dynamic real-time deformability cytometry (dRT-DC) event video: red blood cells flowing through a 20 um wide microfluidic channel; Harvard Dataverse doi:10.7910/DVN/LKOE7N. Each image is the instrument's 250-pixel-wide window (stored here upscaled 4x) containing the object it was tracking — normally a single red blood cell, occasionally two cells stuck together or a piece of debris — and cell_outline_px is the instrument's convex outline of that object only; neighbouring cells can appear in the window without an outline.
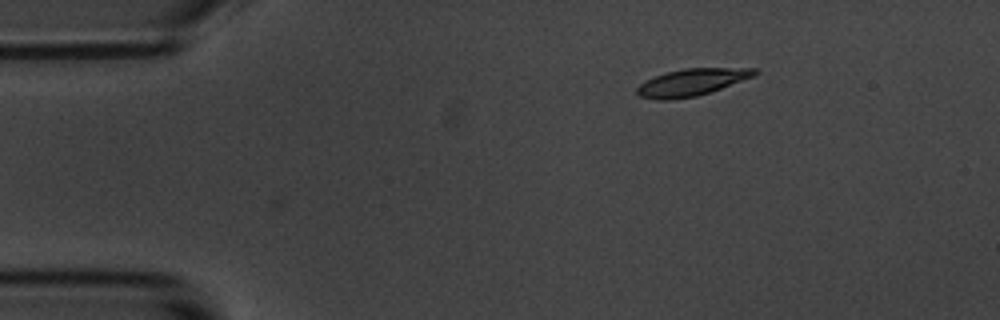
{"species": "common noctule bat (a hibernating species)", "species_latin": "Nyctalus noctula", "temperature_condition": "room temperature", "stored_images_in_passage": 2, "camera_frame_rate_fps": 3000, "um_per_image_px": 0.085, "animal": {"sex": "male", "body_mass_g": 20.1, "forearm_length_mm": 53.5}, "frame": {"image": 1, "passage_image": 2, "time_ms": 0.333, "image_size_px": [1000, 320], "cell_outline_px": [[760, 72], [756, 76], [696, 96], [672, 100], [660, 100], [640, 96], [636, 92], [636, 88], [640, 84], [656, 76], [668, 72], [684, 68], [756, 68]], "centroid_in_image_um": [58.84, 6.99], "position_along_channel_um": 26.2, "area_um2": 18.32}}